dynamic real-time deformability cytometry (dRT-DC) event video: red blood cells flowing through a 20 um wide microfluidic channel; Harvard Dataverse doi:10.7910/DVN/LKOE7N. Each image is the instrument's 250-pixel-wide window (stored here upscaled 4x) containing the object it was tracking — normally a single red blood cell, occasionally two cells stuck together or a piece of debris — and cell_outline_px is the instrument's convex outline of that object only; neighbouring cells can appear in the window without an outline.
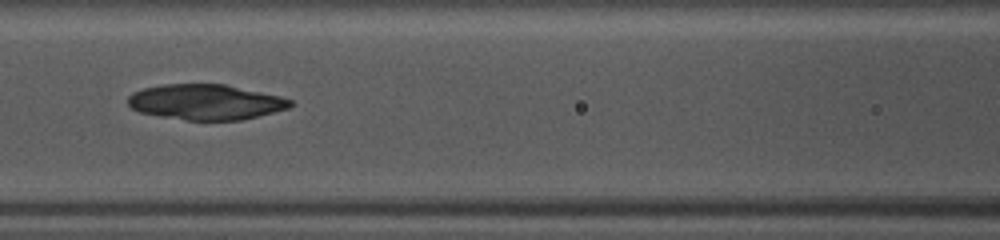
{"species": "common noctule bat (a hibernating species)", "species_latin": "Nyctalus noctula", "temperature_condition": "warm", "stored_images_in_passage": 47, "camera_frame_rate_fps": 3000, "um_per_image_px": 0.085, "animal": {"sex": "female", "body_mass_g": 10.0, "forearm_length_mm": 53.1}, "frame": {"image": 1, "passage_image": 22, "time_ms": 7.0, "image_size_px": [1000, 240], "cell_outline_px": [[296, 104], [288, 108], [240, 120], [188, 120], [160, 116], [140, 112], [132, 108], [128, 104], [128, 96], [132, 92], [144, 88], [164, 84], [224, 84], [280, 96], [292, 100]], "centroid_in_image_um": [17.48, 8.67], "position_along_channel_um": 149.1, "area_um2": 33.29}}
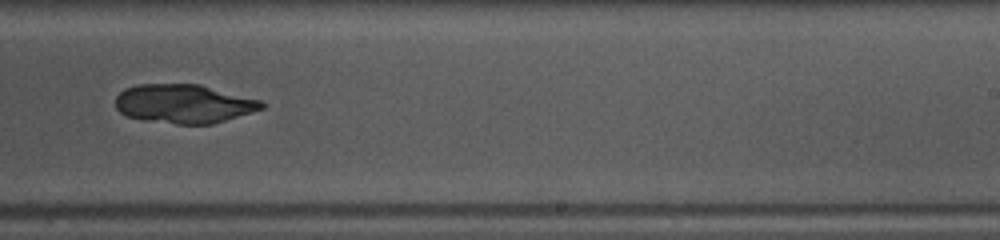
{"frame": {"image": 2, "passage_image": 31, "time_ms": 10.0, "image_size_px": [1000, 240], "cell_outline_px": [[264, 108], [252, 112], [212, 124], [176, 124], [144, 120], [128, 116], [120, 112], [116, 108], [116, 96], [124, 88], [136, 84], [200, 84], [264, 100]], "centroid_in_image_um": [15.65, 8.81], "position_along_channel_um": 273.4, "area_um2": 33.35}}